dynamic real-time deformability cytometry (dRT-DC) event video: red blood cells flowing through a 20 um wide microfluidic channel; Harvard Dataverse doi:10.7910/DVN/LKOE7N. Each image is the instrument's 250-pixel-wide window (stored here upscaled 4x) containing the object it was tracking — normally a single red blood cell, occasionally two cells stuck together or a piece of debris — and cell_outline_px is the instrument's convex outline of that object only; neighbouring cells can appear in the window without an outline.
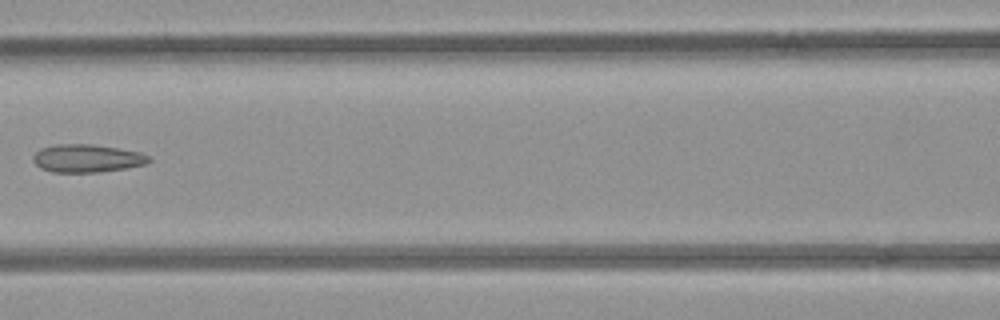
{"species": "common noctule bat (a hibernating species)", "species_latin": "Nyctalus noctula", "temperature_condition": "room temperature", "stored_images_in_passage": 4, "camera_frame_rate_fps": 3000, "um_per_image_px": 0.085, "animal": {"sex": "female", "body_mass_g": 21.9}, "frame": {"image": 1, "passage_image": 3, "time_ms": 2.333, "image_size_px": [1000, 320], "cell_outline_px": [[152, 160], [144, 164], [124, 168], [96, 172], [52, 172], [40, 168], [32, 160], [32, 156], [40, 148], [56, 144], [92, 144], [120, 148], [140, 152], [148, 156]], "centroid_in_image_um": [7.36, 13.45], "position_along_channel_um": 159.2, "area_um2": 18.84}}
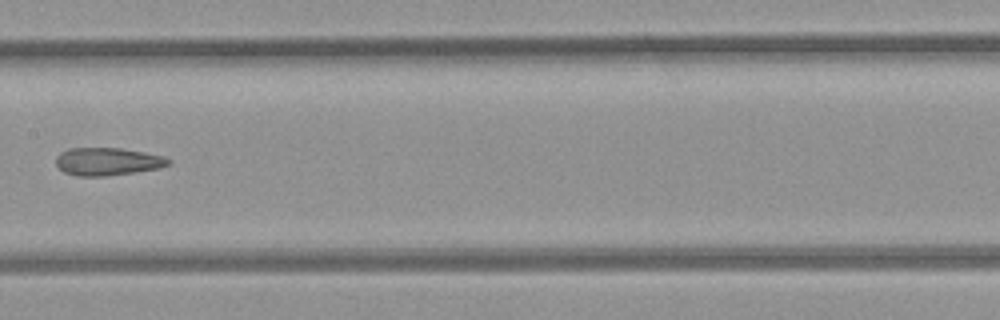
{"frame": {"image": 2, "passage_image": 4, "time_ms": 3.333, "image_size_px": [1000, 320], "cell_outline_px": [[172, 164], [160, 168], [108, 176], [76, 176], [64, 172], [56, 164], [56, 156], [60, 152], [68, 148], [120, 148], [144, 152], [164, 156], [172, 160]], "centroid_in_image_um": [9.16, 13.73], "position_along_channel_um": 198.2, "area_um2": 18.38}}